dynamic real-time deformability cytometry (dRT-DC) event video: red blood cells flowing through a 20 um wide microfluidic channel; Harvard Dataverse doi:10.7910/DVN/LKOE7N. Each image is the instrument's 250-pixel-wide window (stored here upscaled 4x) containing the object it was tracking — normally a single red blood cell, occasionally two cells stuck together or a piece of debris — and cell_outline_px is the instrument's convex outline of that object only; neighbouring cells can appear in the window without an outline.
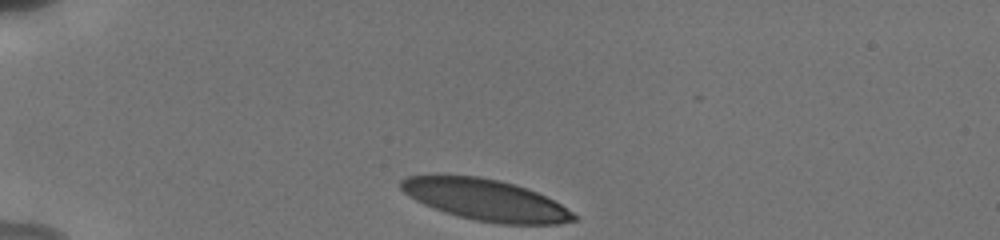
{"species": "human", "species_latin": "Homo sapiens", "temperature_condition": "cold", "stored_images_in_passage": 34, "camera_frame_rate_fps": 3000, "um_per_image_px": 0.085, "donor": {"sex": "male"}, "frame": {"image": 1, "passage_image": 1, "time_ms": 0.0, "image_size_px": [1000, 240], "cell_outline_px": [[580, 220], [560, 224], [504, 224], [476, 220], [444, 212], [424, 204], [408, 196], [400, 188], [400, 180], [408, 176], [480, 176], [500, 180], [516, 184], [536, 192], [560, 204], [580, 216]], "centroid_in_image_um": [41.33, 17.0], "position_along_channel_um": 43.7, "area_um2": 41.38}}
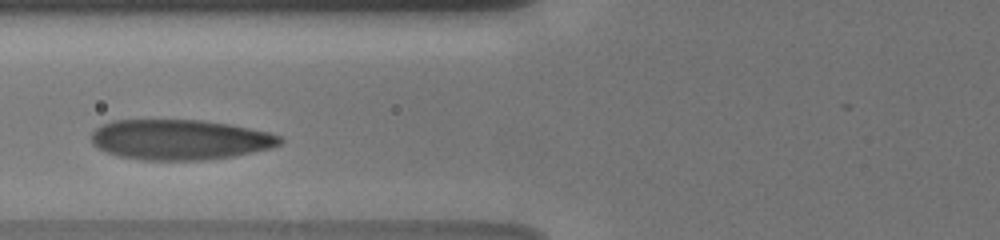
{"frame": {"image": 2, "passage_image": 10, "time_ms": 3.0, "image_size_px": [1000, 240], "cell_outline_px": [[284, 140], [280, 144], [272, 148], [232, 156], [204, 160], [144, 160], [120, 156], [108, 152], [92, 144], [92, 132], [96, 128], [112, 120], [200, 120], [228, 124], [268, 132], [280, 136]], "centroid_in_image_um": [15.3, 11.87], "position_along_channel_um": 110.5, "area_um2": 43.99}}
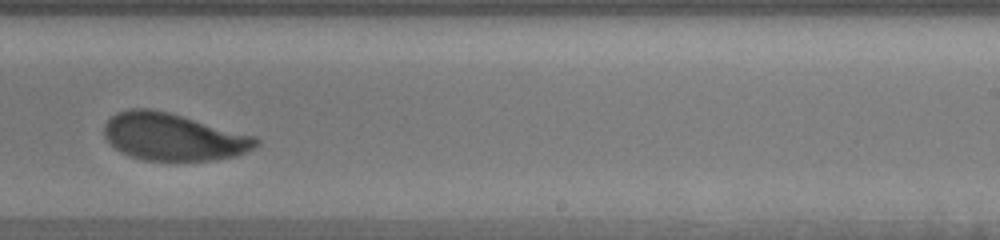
{"frame": {"image": 3, "passage_image": 27, "time_ms": 7.333, "image_size_px": [1000, 240], "cell_outline_px": [[260, 144], [256, 148], [236, 156], [216, 160], [144, 160], [128, 156], [120, 152], [104, 136], [104, 124], [116, 112], [128, 108], [152, 108], [168, 112], [256, 136], [260, 140]], "centroid_in_image_um": [14.74, 11.63], "position_along_channel_um": 274.3, "area_um2": 42.02}}